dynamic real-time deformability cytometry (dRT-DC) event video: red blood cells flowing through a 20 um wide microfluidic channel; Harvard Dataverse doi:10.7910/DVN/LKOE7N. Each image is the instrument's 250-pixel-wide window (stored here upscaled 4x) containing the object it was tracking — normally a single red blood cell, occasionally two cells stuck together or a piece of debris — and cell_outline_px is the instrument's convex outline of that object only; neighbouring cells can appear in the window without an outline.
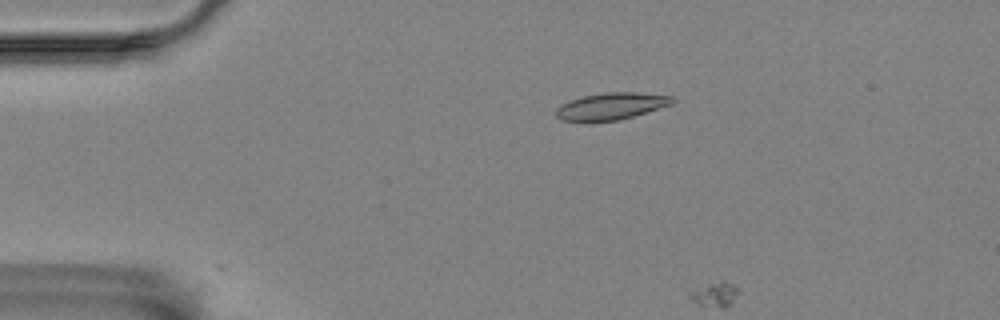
{"species": "Egyptian fruit bat (a non-hibernating species)", "species_latin": "Rousettus aegyptiacus", "temperature_condition": "room temperature", "stored_images_in_passage": 2, "camera_frame_rate_fps": 3000, "um_per_image_px": 0.085, "animal": {"sex": "female"}, "frame": {"image": 1, "passage_image": 1, "time_ms": 0.0, "image_size_px": [1000, 320], "cell_outline_px": [[676, 100], [672, 104], [620, 120], [560, 120], [556, 116], [556, 108], [560, 104], [584, 96], [604, 92], [636, 92], [672, 96]], "centroid_in_image_um": [51.97, 9.01], "position_along_channel_um": 33.0, "area_um2": 17.92}}